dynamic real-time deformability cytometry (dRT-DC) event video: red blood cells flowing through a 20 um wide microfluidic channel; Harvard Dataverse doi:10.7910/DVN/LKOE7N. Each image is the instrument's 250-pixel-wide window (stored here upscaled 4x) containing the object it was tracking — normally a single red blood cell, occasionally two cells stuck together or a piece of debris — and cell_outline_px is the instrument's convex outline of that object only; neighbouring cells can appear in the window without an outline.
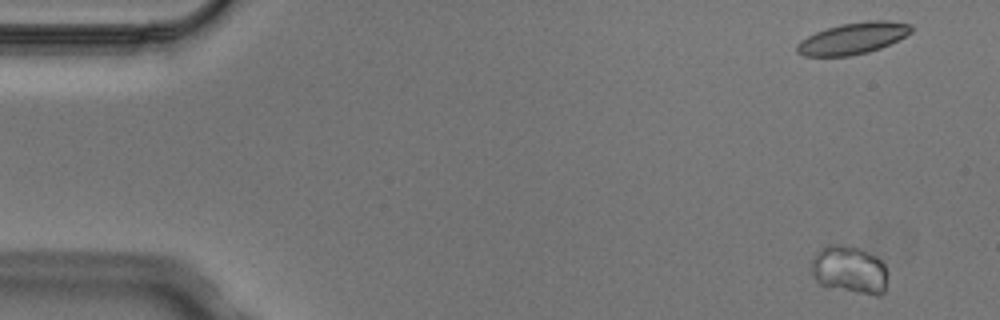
{"species": "Egyptian fruit bat (a non-hibernating species)", "species_latin": "Rousettus aegyptiacus", "temperature_condition": "cold", "stored_images_in_passage": 5, "segment_of_instrument_passage": [2, 2], "camera_frame_rate_fps": 3000, "um_per_image_px": 0.085, "animal": {"sex": "male"}, "frame": {"image": 1, "passage_image": 5, "time_ms": 1.333, "image_size_px": [1000, 320], "cell_outline_px": [[888, 272], [884, 292], [880, 296], [876, 296], [816, 284], [812, 276], [812, 260], [816, 252], [828, 244], [836, 244], [860, 248], [876, 256], [884, 264]], "centroid_in_image_um": [72.2, 22.93], "position_along_channel_um": 12.8, "area_um2": 21.44}}